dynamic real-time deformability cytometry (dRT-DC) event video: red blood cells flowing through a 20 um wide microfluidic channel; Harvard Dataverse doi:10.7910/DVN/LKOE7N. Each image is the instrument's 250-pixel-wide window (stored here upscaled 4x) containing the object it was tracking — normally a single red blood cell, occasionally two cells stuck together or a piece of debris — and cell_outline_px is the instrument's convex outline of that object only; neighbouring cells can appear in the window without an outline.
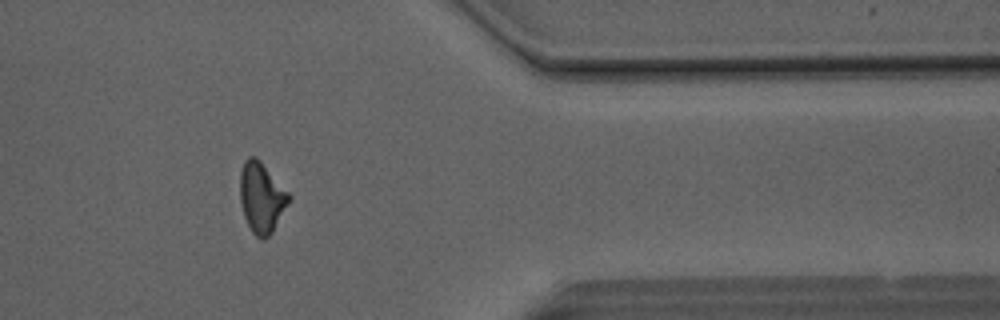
{"species": "Egyptian fruit bat (a non-hibernating species)", "species_latin": "Rousettus aegyptiacus", "temperature_condition": "room temperature", "stored_images_in_passage": 50, "camera_frame_rate_fps": 3000, "um_per_image_px": 0.085, "animal": {"sex": "male"}, "frame": {"image": 1, "passage_image": 41, "time_ms": 13.333, "image_size_px": [1000, 320], "cell_outline_px": [[292, 200], [272, 232], [264, 240], [260, 240], [252, 232], [244, 216], [240, 200], [240, 172], [244, 160], [248, 156], [256, 156], [260, 160], [292, 196]], "centroid_in_image_um": [22.25, 16.79], "position_along_channel_um": 389.2, "area_um2": 20.29}}
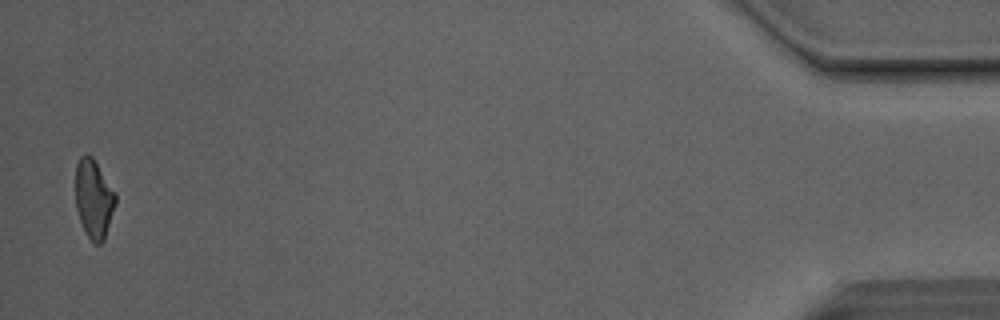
{"frame": {"image": 2, "passage_image": 49, "time_ms": 16.0, "image_size_px": [1000, 320], "cell_outline_px": [[116, 204], [104, 240], [100, 244], [96, 244], [88, 236], [80, 220], [76, 208], [76, 164], [80, 156], [92, 156], [116, 192]], "centroid_in_image_um": [7.99, 16.89], "position_along_channel_um": 427.2, "area_um2": 18.21}, "authors_computed_cell_mechanics": {"area_um2": 20.1722, "velocity_mm_per_s": 4.1675, "shape_relaxation_time_tau1_ms": 7.4105, "shape_relaxation_time_tau2_ms": 2.2235, "deformation_change_tau1": 0.2089, "deformation_change_tau2": 0.1244}}